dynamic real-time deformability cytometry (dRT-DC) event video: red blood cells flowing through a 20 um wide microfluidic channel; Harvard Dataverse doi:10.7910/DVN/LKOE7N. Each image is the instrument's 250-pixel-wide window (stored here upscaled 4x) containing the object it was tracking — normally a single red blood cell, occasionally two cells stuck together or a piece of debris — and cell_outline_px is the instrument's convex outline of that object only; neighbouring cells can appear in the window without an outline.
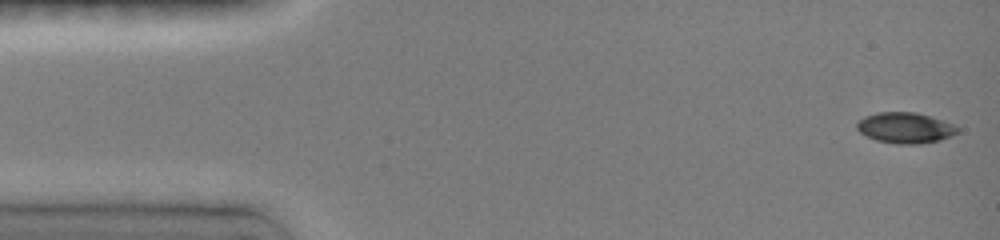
{"species": "common noctule bat (a hibernating species)", "species_latin": "Nyctalus noctula", "temperature_condition": "room temperature", "stored_images_in_passage": 22, "camera_frame_rate_fps": 3000, "um_per_image_px": 0.085, "animal": {"sex": "female", "body_mass_g": 19.0, "forearm_length_mm": 51.5}, "frame": {"image": 1, "passage_image": 1, "time_ms": 0.0, "image_size_px": [1000, 240], "cell_outline_px": [[960, 132], [952, 136], [940, 140], [920, 144], [896, 144], [876, 140], [860, 132], [856, 128], [856, 124], [864, 116], [876, 112], [916, 112], [932, 116], [944, 120], [960, 128]], "centroid_in_image_um": [76.98, 10.86], "position_along_channel_um": 8.0, "area_um2": 18.26}}